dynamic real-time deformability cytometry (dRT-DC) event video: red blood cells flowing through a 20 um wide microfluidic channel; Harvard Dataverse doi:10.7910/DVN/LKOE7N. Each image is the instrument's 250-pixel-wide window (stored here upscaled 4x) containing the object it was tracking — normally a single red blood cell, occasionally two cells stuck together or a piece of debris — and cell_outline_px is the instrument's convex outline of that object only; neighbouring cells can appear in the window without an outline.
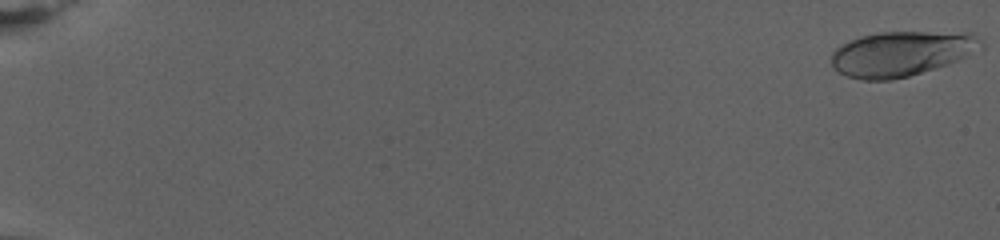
{"species": "human", "species_latin": "Homo sapiens", "temperature_condition": "warm", "stored_images_in_passage": 80, "camera_frame_rate_fps": 3000, "um_per_image_px": 0.085, "donor": {"sex": "female"}, "frame": {"image": 1, "passage_image": 1, "time_ms": 0.0, "image_size_px": [1000, 240], "cell_outline_px": [[984, 48], [948, 64], [908, 76], [892, 80], [864, 80], [848, 76], [840, 72], [832, 64], [832, 52], [840, 44], [848, 40], [880, 32], [972, 32], [984, 44]], "centroid_in_image_um": [76.65, 4.54], "position_along_channel_um": 8.4, "area_um2": 39.13}}
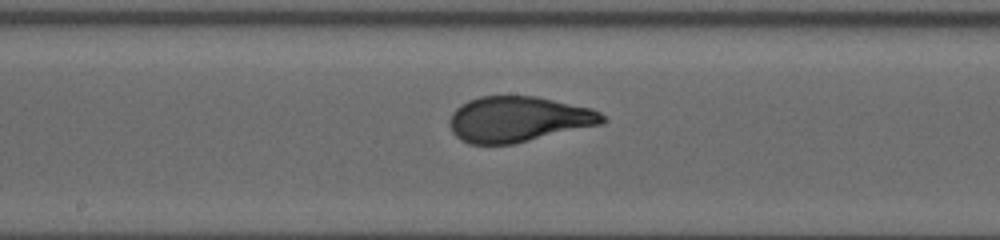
{"frame": {"image": 2, "passage_image": 46, "time_ms": 15.0, "image_size_px": [1000, 240], "cell_outline_px": [[608, 120], [600, 124], [512, 144], [468, 144], [460, 140], [452, 132], [448, 124], [448, 120], [452, 112], [460, 104], [468, 100], [480, 96], [536, 96], [592, 108], [600, 112]], "centroid_in_image_um": [44.01, 10.12], "position_along_channel_um": 204.2, "area_um2": 40.63}}
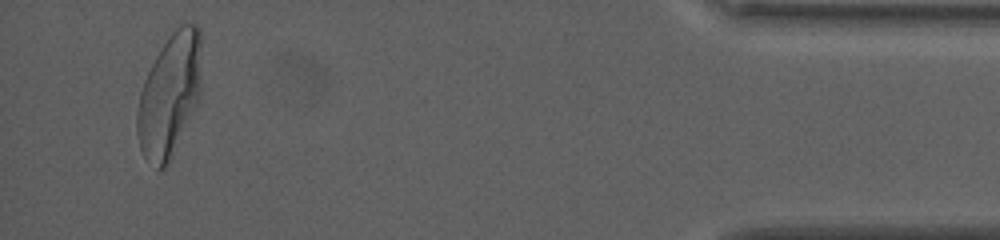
{"frame": {"image": 3, "passage_image": 77, "time_ms": 25.333, "image_size_px": [1000, 240], "cell_outline_px": [[200, 92], [196, 104], [172, 156], [164, 168], [156, 168], [144, 156], [140, 148], [136, 132], [136, 112], [140, 92], [144, 80], [156, 56], [172, 32], [180, 24], [196, 24], [200, 28]], "centroid_in_image_um": [14.39, 8.08], "position_along_channel_um": 420.8, "area_um2": 45.37}, "authors_computed_cell_mechanics": {"area_um2": 39.9398, "velocity_mm_per_s": 2.697, "shape_relaxation_time_tau1_ms": 5.1392, "shape_relaxation_time_tau2_ms": null, "deformation_change_tau1": 0.2201, "deformation_change_tau2": null}}